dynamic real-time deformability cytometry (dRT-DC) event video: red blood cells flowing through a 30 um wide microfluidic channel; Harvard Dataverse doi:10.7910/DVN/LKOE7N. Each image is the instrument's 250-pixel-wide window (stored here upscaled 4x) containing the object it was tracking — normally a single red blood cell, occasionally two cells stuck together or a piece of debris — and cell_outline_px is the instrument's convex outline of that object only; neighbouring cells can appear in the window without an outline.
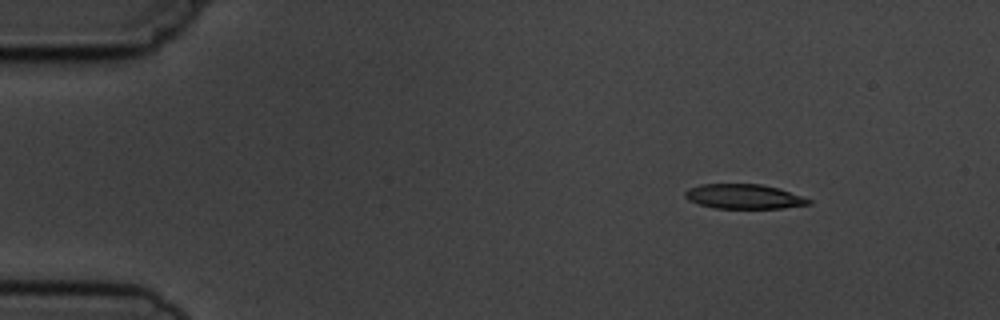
{"species": "common noctule bat (a hibernating species)", "species_latin": "Nyctalus noctula", "temperature_condition": "cold", "stored_images_in_passage": 8, "camera_frame_rate_fps": 3000, "um_per_image_px": 0.085, "animal": {"sex": "male", "body_mass_g": 19.5, "forearm_length_mm": 54.6}, "frame": {"image": 1, "passage_image": 1, "time_ms": 0.0, "image_size_px": [1000, 320], "cell_outline_px": [[812, 204], [784, 208], [716, 208], [700, 204], [688, 200], [684, 196], [684, 192], [688, 188], [700, 184], [760, 184], [776, 188], [812, 200]], "centroid_in_image_um": [63.19, 16.7], "position_along_channel_um": 21.8, "area_um2": 17.57}}
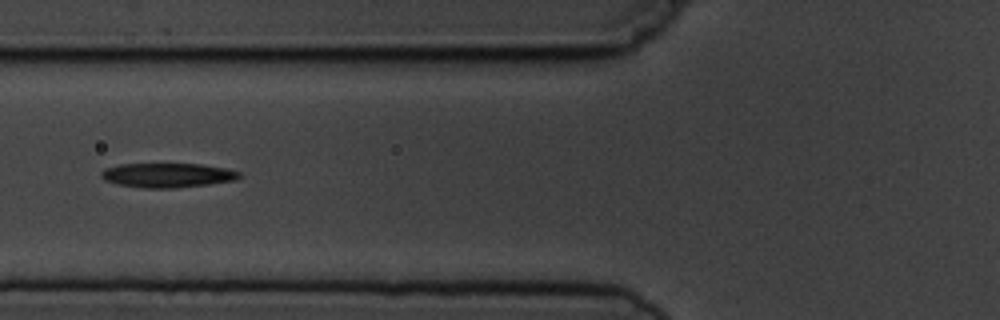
{"frame": {"image": 2, "passage_image": 5, "time_ms": 4.667, "image_size_px": [1000, 320], "cell_outline_px": [[240, 176], [236, 180], [208, 184], [172, 188], [144, 188], [116, 184], [104, 180], [100, 176], [100, 172], [104, 168], [120, 164], [200, 164], [228, 168], [240, 172]], "centroid_in_image_um": [14.21, 14.89], "position_along_channel_um": 111.6, "area_um2": 19.71}}
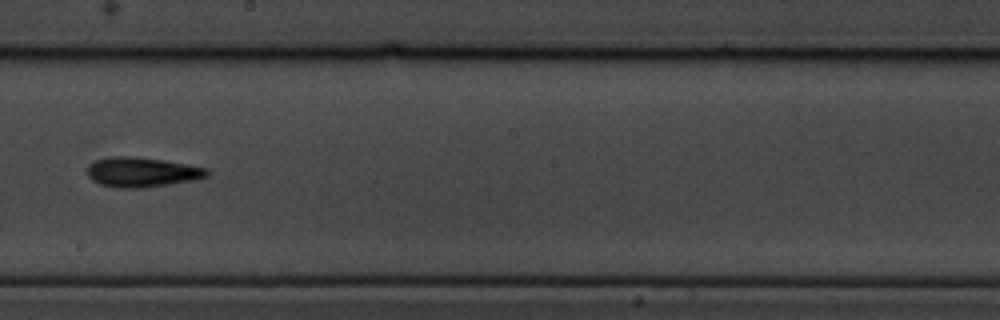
{"frame": {"image": 3, "passage_image": 8, "time_ms": 8.0, "image_size_px": [1000, 320], "cell_outline_px": [[208, 176], [192, 180], [168, 184], [140, 188], [120, 188], [100, 184], [92, 180], [88, 176], [88, 164], [96, 160], [112, 156], [136, 156], [164, 160], [188, 164], [208, 168]], "centroid_in_image_um": [12.05, 14.62], "position_along_channel_um": 236.1, "area_um2": 20.75}}